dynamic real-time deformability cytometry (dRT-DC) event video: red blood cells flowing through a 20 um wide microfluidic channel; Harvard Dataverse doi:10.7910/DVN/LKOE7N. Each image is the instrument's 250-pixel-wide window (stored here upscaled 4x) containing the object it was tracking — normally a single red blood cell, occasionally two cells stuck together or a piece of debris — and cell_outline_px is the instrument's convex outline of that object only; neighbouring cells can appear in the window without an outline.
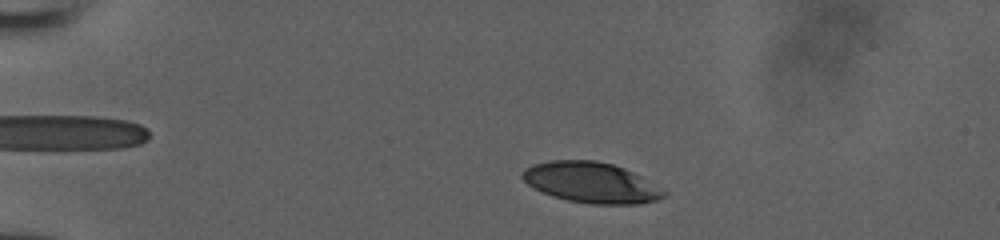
{"species": "human", "species_latin": "Homo sapiens", "temperature_condition": "room temperature", "stored_images_in_passage": 47, "camera_frame_rate_fps": 3000, "um_per_image_px": 0.085, "donor": {"sex": "male"}, "frame": {"image": 1, "passage_image": 7, "time_ms": 2.0, "image_size_px": [1000, 240], "cell_outline_px": [[668, 192], [664, 196], [656, 200], [640, 204], [592, 204], [568, 200], [552, 196], [528, 184], [520, 176], [520, 172], [524, 168], [532, 164], [548, 160], [596, 160], [612, 164], [624, 168], [640, 176]], "centroid_in_image_um": [50.22, 15.5], "position_along_channel_um": 34.8, "area_um2": 33.47}}
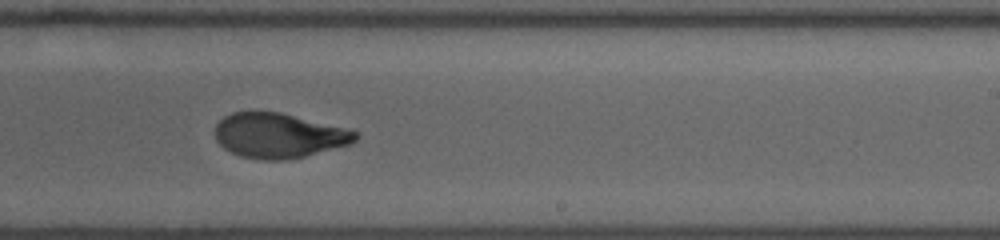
{"frame": {"image": 2, "passage_image": 29, "time_ms": 9.333, "image_size_px": [1000, 240], "cell_outline_px": [[360, 136], [352, 144], [288, 160], [264, 160], [240, 156], [224, 148], [216, 140], [216, 124], [224, 116], [232, 112], [280, 112], [352, 128]], "centroid_in_image_um": [23.76, 11.51], "position_along_channel_um": 265.2, "area_um2": 36.99}}
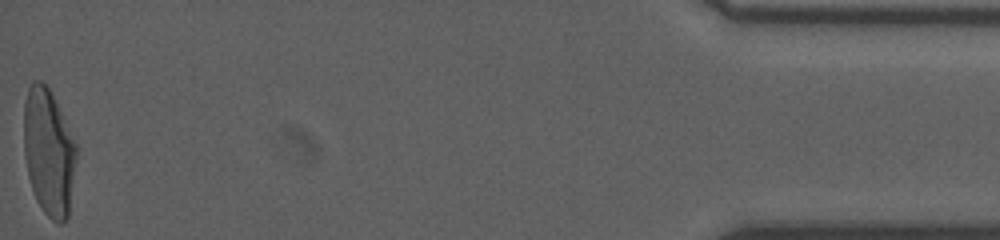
{"frame": {"image": 3, "passage_image": 47, "time_ms": 15.333, "image_size_px": [1000, 240], "cell_outline_px": [[80, 148], [68, 216], [60, 224], [52, 220], [44, 212], [36, 200], [28, 176], [24, 156], [24, 100], [28, 88], [32, 80], [40, 80], [48, 88]], "centroid_in_image_um": [4.17, 12.94], "position_along_channel_um": 431.0, "area_um2": 39.48}}